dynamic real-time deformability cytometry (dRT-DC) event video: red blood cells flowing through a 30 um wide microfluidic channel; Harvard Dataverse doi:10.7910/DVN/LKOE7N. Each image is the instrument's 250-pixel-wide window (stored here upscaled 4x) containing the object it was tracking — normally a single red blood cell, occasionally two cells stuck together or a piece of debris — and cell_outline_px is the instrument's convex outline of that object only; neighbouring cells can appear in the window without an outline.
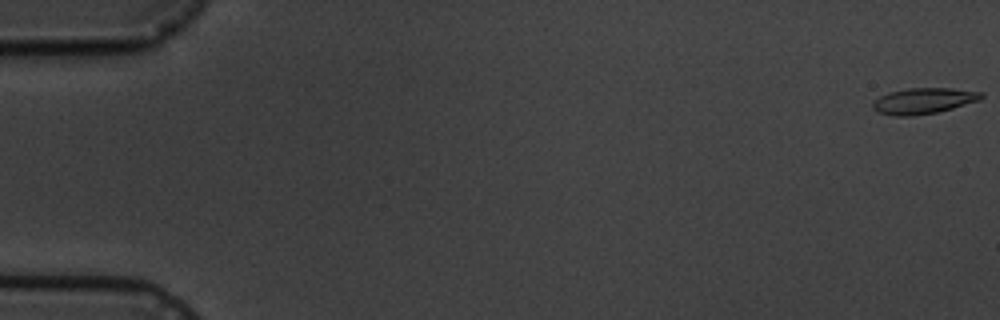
{"species": "common noctule bat (a hibernating species)", "species_latin": "Nyctalus noctula", "temperature_condition": "cold", "stored_images_in_passage": 5, "camera_frame_rate_fps": 3000, "um_per_image_px": 0.085, "animal": {"sex": "male", "body_mass_g": 19.5, "forearm_length_mm": 54.6}, "frame": {"image": 1, "passage_image": 1, "time_ms": 0.0, "image_size_px": [1000, 320], "cell_outline_px": [[984, 96], [980, 100], [952, 108], [936, 112], [912, 116], [892, 116], [876, 112], [872, 108], [872, 104], [880, 96], [888, 92], [908, 88], [952, 88], [984, 92]], "centroid_in_image_um": [78.49, 8.57], "position_along_channel_um": 6.5, "area_um2": 16.47}}
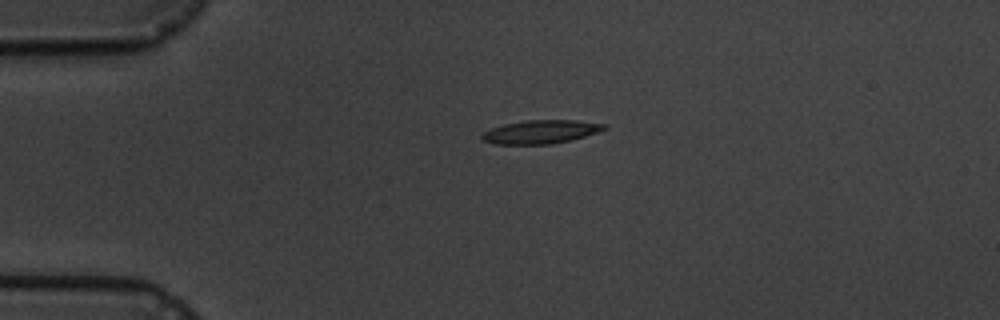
{"frame": {"image": 2, "passage_image": 4, "time_ms": 4.333, "image_size_px": [1000, 320], "cell_outline_px": [[608, 128], [572, 140], [552, 144], [496, 144], [484, 140], [480, 136], [484, 132], [492, 128], [504, 124], [528, 120], [576, 120], [608, 124]], "centroid_in_image_um": [46.0, 11.2], "position_along_channel_um": 39.0, "area_um2": 16.65}}